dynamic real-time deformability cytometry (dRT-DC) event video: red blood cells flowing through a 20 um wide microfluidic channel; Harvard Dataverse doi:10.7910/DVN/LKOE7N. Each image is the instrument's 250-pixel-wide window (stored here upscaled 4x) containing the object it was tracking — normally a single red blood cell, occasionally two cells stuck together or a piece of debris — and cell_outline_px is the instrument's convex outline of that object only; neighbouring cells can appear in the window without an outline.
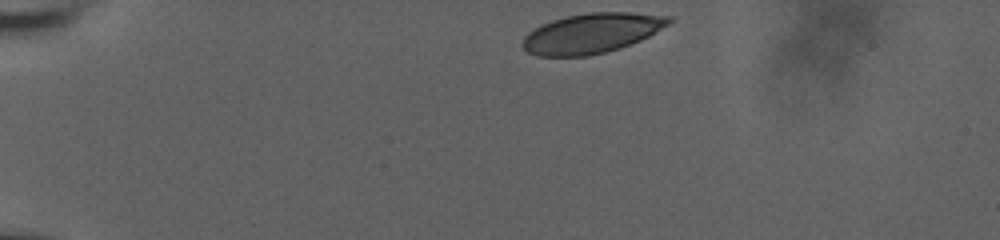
{"species": "human", "species_latin": "Homo sapiens", "temperature_condition": "room temperature", "stored_images_in_passage": 38, "camera_frame_rate_fps": 3000, "um_per_image_px": 0.085, "donor": {"sex": "male"}, "frame": {"image": 1, "passage_image": 1, "time_ms": 0.0, "image_size_px": [1000, 240], "cell_outline_px": [[672, 20], [668, 24], [648, 36], [640, 40], [620, 48], [588, 56], [536, 56], [528, 52], [520, 44], [524, 36], [528, 32], [540, 24], [552, 20], [568, 16], [588, 12], [632, 12], [672, 16]], "centroid_in_image_um": [50.26, 2.82], "position_along_channel_um": 34.7, "area_um2": 34.04}}
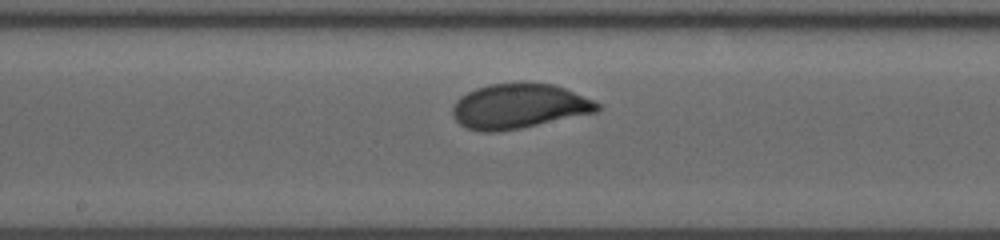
{"frame": {"image": 2, "passage_image": 21, "time_ms": 6.667, "image_size_px": [1000, 240], "cell_outline_px": [[600, 108], [596, 112], [520, 128], [496, 132], [480, 132], [468, 128], [460, 124], [452, 116], [452, 108], [456, 100], [460, 96], [476, 88], [488, 84], [524, 80], [552, 84], [564, 88], [592, 100], [600, 104]], "centroid_in_image_um": [44.06, 9.0], "position_along_channel_um": 204.1, "area_um2": 38.15}}
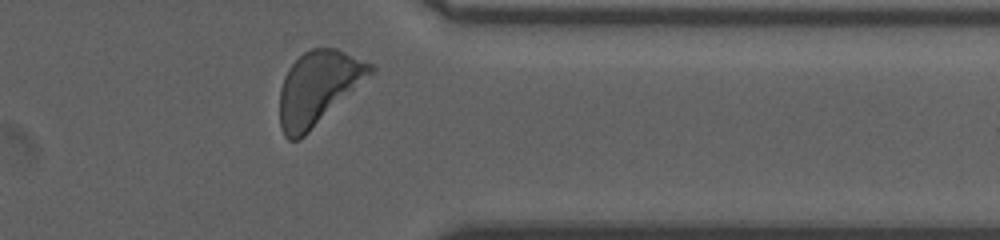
{"frame": {"image": 3, "passage_image": 36, "time_ms": 11.667, "image_size_px": [1000, 240], "cell_outline_px": [[376, 72], [300, 140], [288, 140], [284, 136], [280, 124], [280, 88], [284, 76], [288, 68], [304, 52], [312, 48], [336, 48], [372, 64], [376, 68]], "centroid_in_image_um": [27.07, 7.48], "position_along_channel_um": 384.3, "area_um2": 39.02}, "authors_computed_cell_mechanics": {"area_um2": 37.0209, "velocity_mm_per_s": 3.6977, "shape_relaxation_time_tau1_ms": 3.4461, "shape_relaxation_time_tau2_ms": null, "deformation_change_tau1": 0.1695, "deformation_change_tau2": null}}